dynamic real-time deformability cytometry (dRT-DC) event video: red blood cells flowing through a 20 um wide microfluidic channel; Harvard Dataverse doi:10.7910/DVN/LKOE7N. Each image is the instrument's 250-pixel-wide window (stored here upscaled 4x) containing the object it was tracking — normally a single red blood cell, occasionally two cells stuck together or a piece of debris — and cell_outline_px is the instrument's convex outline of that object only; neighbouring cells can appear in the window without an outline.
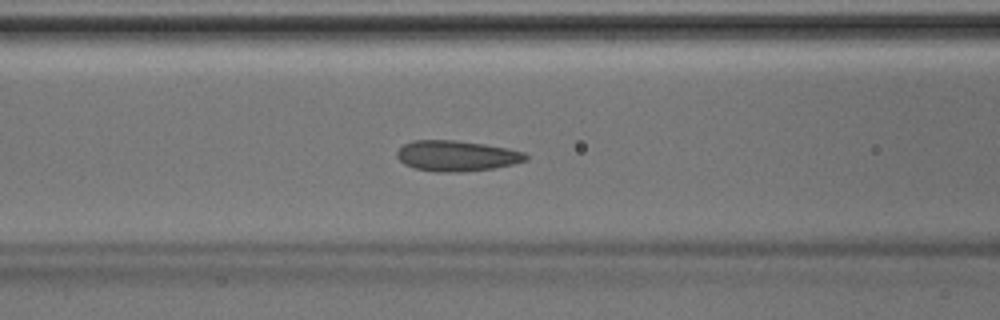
{"species": "Egyptian fruit bat (a non-hibernating species)", "species_latin": "Rousettus aegyptiacus", "temperature_condition": "room temperature", "stored_images_in_passage": 45, "camera_frame_rate_fps": 3000, "um_per_image_px": 0.085, "animal": {"sex": "male"}, "frame": {"image": 1, "passage_image": 19, "time_ms": 6.0, "image_size_px": [1000, 320], "cell_outline_px": [[528, 160], [512, 164], [492, 168], [460, 172], [436, 172], [416, 168], [404, 164], [396, 156], [396, 152], [404, 144], [412, 140], [456, 140], [484, 144], [508, 148], [524, 152], [528, 156]], "centroid_in_image_um": [38.8, 13.24], "position_along_channel_um": 127.8, "area_um2": 22.95}}
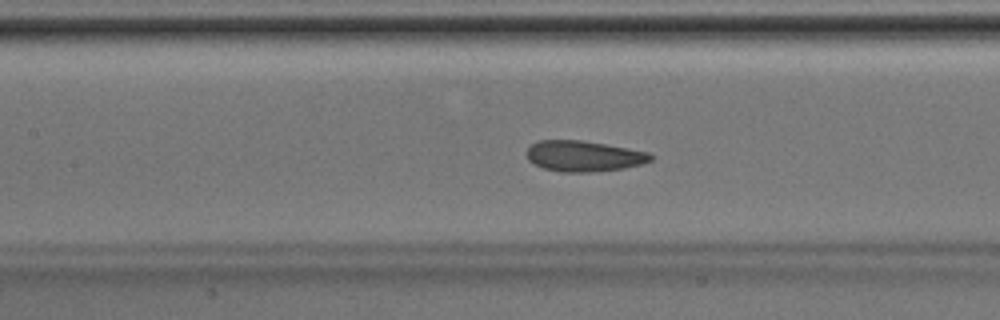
{"frame": {"image": 2, "passage_image": 21, "time_ms": 6.667, "image_size_px": [1000, 320], "cell_outline_px": [[652, 160], [640, 164], [624, 168], [588, 172], [560, 172], [544, 168], [528, 160], [524, 152], [532, 144], [540, 140], [580, 140], [604, 144], [648, 152], [652, 156]], "centroid_in_image_um": [49.57, 13.27], "position_along_channel_um": 157.8, "area_um2": 22.02}}
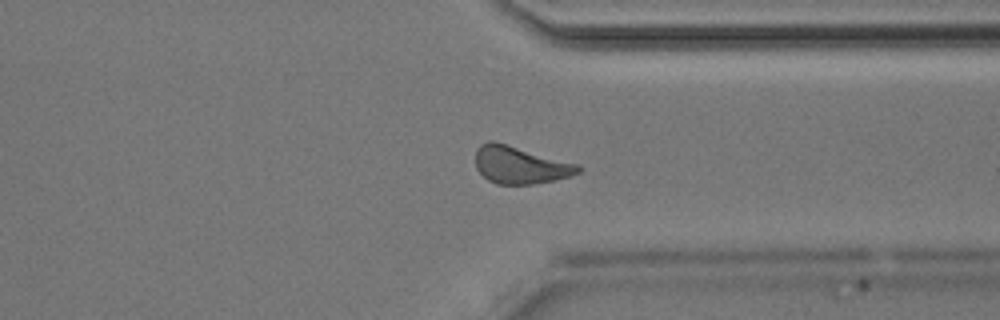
{"frame": {"image": 3, "passage_image": 35, "time_ms": 11.333, "image_size_px": [1000, 320], "cell_outline_px": [[584, 168], [580, 172], [568, 176], [552, 180], [532, 184], [496, 184], [488, 180], [476, 168], [476, 148], [480, 144], [488, 140], [492, 140], [580, 164]], "centroid_in_image_um": [44.21, 14.01], "position_along_channel_um": 367.2, "area_um2": 22.43}}